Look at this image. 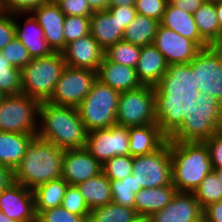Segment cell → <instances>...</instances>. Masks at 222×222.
I'll return each mask as SVG.
<instances>
[{
	"mask_svg": "<svg viewBox=\"0 0 222 222\" xmlns=\"http://www.w3.org/2000/svg\"><path fill=\"white\" fill-rule=\"evenodd\" d=\"M154 91L156 121L169 137L182 124L184 115L196 107L200 94L196 72L189 64H169Z\"/></svg>",
	"mask_w": 222,
	"mask_h": 222,
	"instance_id": "cell-1",
	"label": "cell"
},
{
	"mask_svg": "<svg viewBox=\"0 0 222 222\" xmlns=\"http://www.w3.org/2000/svg\"><path fill=\"white\" fill-rule=\"evenodd\" d=\"M37 136L63 150L84 148L88 131L75 107L40 102Z\"/></svg>",
	"mask_w": 222,
	"mask_h": 222,
	"instance_id": "cell-2",
	"label": "cell"
},
{
	"mask_svg": "<svg viewBox=\"0 0 222 222\" xmlns=\"http://www.w3.org/2000/svg\"><path fill=\"white\" fill-rule=\"evenodd\" d=\"M64 150L34 136L25 155L13 171V181L28 189L61 178Z\"/></svg>",
	"mask_w": 222,
	"mask_h": 222,
	"instance_id": "cell-3",
	"label": "cell"
},
{
	"mask_svg": "<svg viewBox=\"0 0 222 222\" xmlns=\"http://www.w3.org/2000/svg\"><path fill=\"white\" fill-rule=\"evenodd\" d=\"M172 160V184L177 192H194L207 174L213 171L205 142L169 140Z\"/></svg>",
	"mask_w": 222,
	"mask_h": 222,
	"instance_id": "cell-4",
	"label": "cell"
},
{
	"mask_svg": "<svg viewBox=\"0 0 222 222\" xmlns=\"http://www.w3.org/2000/svg\"><path fill=\"white\" fill-rule=\"evenodd\" d=\"M222 131V104L216 97L199 94L196 107L184 115L182 124L168 137L174 142H204Z\"/></svg>",
	"mask_w": 222,
	"mask_h": 222,
	"instance_id": "cell-5",
	"label": "cell"
},
{
	"mask_svg": "<svg viewBox=\"0 0 222 222\" xmlns=\"http://www.w3.org/2000/svg\"><path fill=\"white\" fill-rule=\"evenodd\" d=\"M65 66L61 52L32 59L20 70L21 93L39 102L48 101Z\"/></svg>",
	"mask_w": 222,
	"mask_h": 222,
	"instance_id": "cell-6",
	"label": "cell"
},
{
	"mask_svg": "<svg viewBox=\"0 0 222 222\" xmlns=\"http://www.w3.org/2000/svg\"><path fill=\"white\" fill-rule=\"evenodd\" d=\"M120 92L96 79L77 110L86 130L109 128L116 124Z\"/></svg>",
	"mask_w": 222,
	"mask_h": 222,
	"instance_id": "cell-7",
	"label": "cell"
},
{
	"mask_svg": "<svg viewBox=\"0 0 222 222\" xmlns=\"http://www.w3.org/2000/svg\"><path fill=\"white\" fill-rule=\"evenodd\" d=\"M40 102L20 93L0 103V132L37 135Z\"/></svg>",
	"mask_w": 222,
	"mask_h": 222,
	"instance_id": "cell-8",
	"label": "cell"
},
{
	"mask_svg": "<svg viewBox=\"0 0 222 222\" xmlns=\"http://www.w3.org/2000/svg\"><path fill=\"white\" fill-rule=\"evenodd\" d=\"M116 124L124 127L157 124L154 86L142 85L135 90L120 92Z\"/></svg>",
	"mask_w": 222,
	"mask_h": 222,
	"instance_id": "cell-9",
	"label": "cell"
},
{
	"mask_svg": "<svg viewBox=\"0 0 222 222\" xmlns=\"http://www.w3.org/2000/svg\"><path fill=\"white\" fill-rule=\"evenodd\" d=\"M132 175L138 188L149 189L172 184V160L169 139L157 151L133 156Z\"/></svg>",
	"mask_w": 222,
	"mask_h": 222,
	"instance_id": "cell-10",
	"label": "cell"
},
{
	"mask_svg": "<svg viewBox=\"0 0 222 222\" xmlns=\"http://www.w3.org/2000/svg\"><path fill=\"white\" fill-rule=\"evenodd\" d=\"M188 64L196 72L200 94L216 97L222 104V45L201 49Z\"/></svg>",
	"mask_w": 222,
	"mask_h": 222,
	"instance_id": "cell-11",
	"label": "cell"
},
{
	"mask_svg": "<svg viewBox=\"0 0 222 222\" xmlns=\"http://www.w3.org/2000/svg\"><path fill=\"white\" fill-rule=\"evenodd\" d=\"M96 79L97 72L66 65L48 102L77 108Z\"/></svg>",
	"mask_w": 222,
	"mask_h": 222,
	"instance_id": "cell-12",
	"label": "cell"
},
{
	"mask_svg": "<svg viewBox=\"0 0 222 222\" xmlns=\"http://www.w3.org/2000/svg\"><path fill=\"white\" fill-rule=\"evenodd\" d=\"M84 148L101 164L114 156L130 155L128 127L115 124L89 131Z\"/></svg>",
	"mask_w": 222,
	"mask_h": 222,
	"instance_id": "cell-13",
	"label": "cell"
},
{
	"mask_svg": "<svg viewBox=\"0 0 222 222\" xmlns=\"http://www.w3.org/2000/svg\"><path fill=\"white\" fill-rule=\"evenodd\" d=\"M0 211L16 222H37L33 190L11 182L0 193Z\"/></svg>",
	"mask_w": 222,
	"mask_h": 222,
	"instance_id": "cell-14",
	"label": "cell"
},
{
	"mask_svg": "<svg viewBox=\"0 0 222 222\" xmlns=\"http://www.w3.org/2000/svg\"><path fill=\"white\" fill-rule=\"evenodd\" d=\"M153 44L163 54L167 64H188L201 50L192 40L159 24Z\"/></svg>",
	"mask_w": 222,
	"mask_h": 222,
	"instance_id": "cell-15",
	"label": "cell"
},
{
	"mask_svg": "<svg viewBox=\"0 0 222 222\" xmlns=\"http://www.w3.org/2000/svg\"><path fill=\"white\" fill-rule=\"evenodd\" d=\"M102 172V164L85 148L64 150L61 177L69 185H78Z\"/></svg>",
	"mask_w": 222,
	"mask_h": 222,
	"instance_id": "cell-16",
	"label": "cell"
},
{
	"mask_svg": "<svg viewBox=\"0 0 222 222\" xmlns=\"http://www.w3.org/2000/svg\"><path fill=\"white\" fill-rule=\"evenodd\" d=\"M151 222H200L203 209L193 192H177L162 210L150 216Z\"/></svg>",
	"mask_w": 222,
	"mask_h": 222,
	"instance_id": "cell-17",
	"label": "cell"
},
{
	"mask_svg": "<svg viewBox=\"0 0 222 222\" xmlns=\"http://www.w3.org/2000/svg\"><path fill=\"white\" fill-rule=\"evenodd\" d=\"M61 53L67 66L97 72L105 50L88 34L68 43Z\"/></svg>",
	"mask_w": 222,
	"mask_h": 222,
	"instance_id": "cell-18",
	"label": "cell"
},
{
	"mask_svg": "<svg viewBox=\"0 0 222 222\" xmlns=\"http://www.w3.org/2000/svg\"><path fill=\"white\" fill-rule=\"evenodd\" d=\"M38 24L44 31L45 39L53 52H62L65 49L64 20L65 14L59 5L53 2H44L32 12Z\"/></svg>",
	"mask_w": 222,
	"mask_h": 222,
	"instance_id": "cell-19",
	"label": "cell"
},
{
	"mask_svg": "<svg viewBox=\"0 0 222 222\" xmlns=\"http://www.w3.org/2000/svg\"><path fill=\"white\" fill-rule=\"evenodd\" d=\"M97 79L119 92L135 90L142 86L135 68L109 61L105 57L99 65Z\"/></svg>",
	"mask_w": 222,
	"mask_h": 222,
	"instance_id": "cell-20",
	"label": "cell"
},
{
	"mask_svg": "<svg viewBox=\"0 0 222 222\" xmlns=\"http://www.w3.org/2000/svg\"><path fill=\"white\" fill-rule=\"evenodd\" d=\"M130 156L148 155L160 149L168 140L158 124L128 127Z\"/></svg>",
	"mask_w": 222,
	"mask_h": 222,
	"instance_id": "cell-21",
	"label": "cell"
},
{
	"mask_svg": "<svg viewBox=\"0 0 222 222\" xmlns=\"http://www.w3.org/2000/svg\"><path fill=\"white\" fill-rule=\"evenodd\" d=\"M26 14L31 15L25 19L24 26L17 23L18 18L15 19V38L22 42L32 59L50 56L53 51L45 39L43 29L32 13Z\"/></svg>",
	"mask_w": 222,
	"mask_h": 222,
	"instance_id": "cell-22",
	"label": "cell"
},
{
	"mask_svg": "<svg viewBox=\"0 0 222 222\" xmlns=\"http://www.w3.org/2000/svg\"><path fill=\"white\" fill-rule=\"evenodd\" d=\"M167 69L168 64L163 54L154 44L141 47L140 57L135 70L142 85L155 86Z\"/></svg>",
	"mask_w": 222,
	"mask_h": 222,
	"instance_id": "cell-23",
	"label": "cell"
},
{
	"mask_svg": "<svg viewBox=\"0 0 222 222\" xmlns=\"http://www.w3.org/2000/svg\"><path fill=\"white\" fill-rule=\"evenodd\" d=\"M176 33L195 42L201 49L210 46L199 34L197 25L193 19L192 13L186 12L181 8L175 7L169 2L166 5L165 12L159 22Z\"/></svg>",
	"mask_w": 222,
	"mask_h": 222,
	"instance_id": "cell-24",
	"label": "cell"
},
{
	"mask_svg": "<svg viewBox=\"0 0 222 222\" xmlns=\"http://www.w3.org/2000/svg\"><path fill=\"white\" fill-rule=\"evenodd\" d=\"M124 28L107 9L95 11L90 16V35L106 50L122 41Z\"/></svg>",
	"mask_w": 222,
	"mask_h": 222,
	"instance_id": "cell-25",
	"label": "cell"
},
{
	"mask_svg": "<svg viewBox=\"0 0 222 222\" xmlns=\"http://www.w3.org/2000/svg\"><path fill=\"white\" fill-rule=\"evenodd\" d=\"M177 193L173 185L141 189L134 198V209L139 216H151L170 203Z\"/></svg>",
	"mask_w": 222,
	"mask_h": 222,
	"instance_id": "cell-26",
	"label": "cell"
},
{
	"mask_svg": "<svg viewBox=\"0 0 222 222\" xmlns=\"http://www.w3.org/2000/svg\"><path fill=\"white\" fill-rule=\"evenodd\" d=\"M34 136L37 135L0 132V164L13 172Z\"/></svg>",
	"mask_w": 222,
	"mask_h": 222,
	"instance_id": "cell-27",
	"label": "cell"
},
{
	"mask_svg": "<svg viewBox=\"0 0 222 222\" xmlns=\"http://www.w3.org/2000/svg\"><path fill=\"white\" fill-rule=\"evenodd\" d=\"M68 185L61 177L40 184L33 189L36 215L42 211L61 206Z\"/></svg>",
	"mask_w": 222,
	"mask_h": 222,
	"instance_id": "cell-28",
	"label": "cell"
},
{
	"mask_svg": "<svg viewBox=\"0 0 222 222\" xmlns=\"http://www.w3.org/2000/svg\"><path fill=\"white\" fill-rule=\"evenodd\" d=\"M90 209L112 202L110 180L101 172L96 177L77 185Z\"/></svg>",
	"mask_w": 222,
	"mask_h": 222,
	"instance_id": "cell-29",
	"label": "cell"
},
{
	"mask_svg": "<svg viewBox=\"0 0 222 222\" xmlns=\"http://www.w3.org/2000/svg\"><path fill=\"white\" fill-rule=\"evenodd\" d=\"M159 24L156 19L137 14L124 29L122 40L140 47L153 44Z\"/></svg>",
	"mask_w": 222,
	"mask_h": 222,
	"instance_id": "cell-30",
	"label": "cell"
},
{
	"mask_svg": "<svg viewBox=\"0 0 222 222\" xmlns=\"http://www.w3.org/2000/svg\"><path fill=\"white\" fill-rule=\"evenodd\" d=\"M200 36L209 45H220V28L215 3H203L193 14Z\"/></svg>",
	"mask_w": 222,
	"mask_h": 222,
	"instance_id": "cell-31",
	"label": "cell"
},
{
	"mask_svg": "<svg viewBox=\"0 0 222 222\" xmlns=\"http://www.w3.org/2000/svg\"><path fill=\"white\" fill-rule=\"evenodd\" d=\"M138 216L134 208L114 202L90 209L87 222H131Z\"/></svg>",
	"mask_w": 222,
	"mask_h": 222,
	"instance_id": "cell-32",
	"label": "cell"
},
{
	"mask_svg": "<svg viewBox=\"0 0 222 222\" xmlns=\"http://www.w3.org/2000/svg\"><path fill=\"white\" fill-rule=\"evenodd\" d=\"M140 53V46L122 40L108 47L105 50L104 57L109 61L135 68Z\"/></svg>",
	"mask_w": 222,
	"mask_h": 222,
	"instance_id": "cell-33",
	"label": "cell"
},
{
	"mask_svg": "<svg viewBox=\"0 0 222 222\" xmlns=\"http://www.w3.org/2000/svg\"><path fill=\"white\" fill-rule=\"evenodd\" d=\"M112 202L128 207L134 208L135 195L143 188H138L137 181L133 175L125 177L123 180L110 181Z\"/></svg>",
	"mask_w": 222,
	"mask_h": 222,
	"instance_id": "cell-34",
	"label": "cell"
},
{
	"mask_svg": "<svg viewBox=\"0 0 222 222\" xmlns=\"http://www.w3.org/2000/svg\"><path fill=\"white\" fill-rule=\"evenodd\" d=\"M193 193L203 210L210 204L222 200V185L215 172L207 174Z\"/></svg>",
	"mask_w": 222,
	"mask_h": 222,
	"instance_id": "cell-35",
	"label": "cell"
},
{
	"mask_svg": "<svg viewBox=\"0 0 222 222\" xmlns=\"http://www.w3.org/2000/svg\"><path fill=\"white\" fill-rule=\"evenodd\" d=\"M0 91L5 95L21 93L20 69L12 66L0 51Z\"/></svg>",
	"mask_w": 222,
	"mask_h": 222,
	"instance_id": "cell-36",
	"label": "cell"
},
{
	"mask_svg": "<svg viewBox=\"0 0 222 222\" xmlns=\"http://www.w3.org/2000/svg\"><path fill=\"white\" fill-rule=\"evenodd\" d=\"M133 172V156H114L102 164V173L110 180H123Z\"/></svg>",
	"mask_w": 222,
	"mask_h": 222,
	"instance_id": "cell-37",
	"label": "cell"
},
{
	"mask_svg": "<svg viewBox=\"0 0 222 222\" xmlns=\"http://www.w3.org/2000/svg\"><path fill=\"white\" fill-rule=\"evenodd\" d=\"M65 47L68 43L90 34V16H66L64 20Z\"/></svg>",
	"mask_w": 222,
	"mask_h": 222,
	"instance_id": "cell-38",
	"label": "cell"
},
{
	"mask_svg": "<svg viewBox=\"0 0 222 222\" xmlns=\"http://www.w3.org/2000/svg\"><path fill=\"white\" fill-rule=\"evenodd\" d=\"M61 206L73 214L89 216L90 208L77 185H68Z\"/></svg>",
	"mask_w": 222,
	"mask_h": 222,
	"instance_id": "cell-39",
	"label": "cell"
},
{
	"mask_svg": "<svg viewBox=\"0 0 222 222\" xmlns=\"http://www.w3.org/2000/svg\"><path fill=\"white\" fill-rule=\"evenodd\" d=\"M1 51L8 62L20 70L32 60L26 47L15 37Z\"/></svg>",
	"mask_w": 222,
	"mask_h": 222,
	"instance_id": "cell-40",
	"label": "cell"
},
{
	"mask_svg": "<svg viewBox=\"0 0 222 222\" xmlns=\"http://www.w3.org/2000/svg\"><path fill=\"white\" fill-rule=\"evenodd\" d=\"M88 216L76 215L62 206L42 211L37 215V222H87Z\"/></svg>",
	"mask_w": 222,
	"mask_h": 222,
	"instance_id": "cell-41",
	"label": "cell"
},
{
	"mask_svg": "<svg viewBox=\"0 0 222 222\" xmlns=\"http://www.w3.org/2000/svg\"><path fill=\"white\" fill-rule=\"evenodd\" d=\"M168 2V0H136L134 7L137 14L160 22Z\"/></svg>",
	"mask_w": 222,
	"mask_h": 222,
	"instance_id": "cell-42",
	"label": "cell"
},
{
	"mask_svg": "<svg viewBox=\"0 0 222 222\" xmlns=\"http://www.w3.org/2000/svg\"><path fill=\"white\" fill-rule=\"evenodd\" d=\"M57 4L65 16H91L95 12L86 0H60Z\"/></svg>",
	"mask_w": 222,
	"mask_h": 222,
	"instance_id": "cell-43",
	"label": "cell"
},
{
	"mask_svg": "<svg viewBox=\"0 0 222 222\" xmlns=\"http://www.w3.org/2000/svg\"><path fill=\"white\" fill-rule=\"evenodd\" d=\"M25 13H6L0 17V51L15 37V17Z\"/></svg>",
	"mask_w": 222,
	"mask_h": 222,
	"instance_id": "cell-44",
	"label": "cell"
},
{
	"mask_svg": "<svg viewBox=\"0 0 222 222\" xmlns=\"http://www.w3.org/2000/svg\"><path fill=\"white\" fill-rule=\"evenodd\" d=\"M48 0H2L7 13H31Z\"/></svg>",
	"mask_w": 222,
	"mask_h": 222,
	"instance_id": "cell-45",
	"label": "cell"
},
{
	"mask_svg": "<svg viewBox=\"0 0 222 222\" xmlns=\"http://www.w3.org/2000/svg\"><path fill=\"white\" fill-rule=\"evenodd\" d=\"M209 149L213 169L222 168V131L204 141Z\"/></svg>",
	"mask_w": 222,
	"mask_h": 222,
	"instance_id": "cell-46",
	"label": "cell"
},
{
	"mask_svg": "<svg viewBox=\"0 0 222 222\" xmlns=\"http://www.w3.org/2000/svg\"><path fill=\"white\" fill-rule=\"evenodd\" d=\"M114 17H116L120 26L124 29L134 20L137 15L134 6H118V7H109L107 9Z\"/></svg>",
	"mask_w": 222,
	"mask_h": 222,
	"instance_id": "cell-47",
	"label": "cell"
},
{
	"mask_svg": "<svg viewBox=\"0 0 222 222\" xmlns=\"http://www.w3.org/2000/svg\"><path fill=\"white\" fill-rule=\"evenodd\" d=\"M205 222H222V200L210 204L203 210Z\"/></svg>",
	"mask_w": 222,
	"mask_h": 222,
	"instance_id": "cell-48",
	"label": "cell"
},
{
	"mask_svg": "<svg viewBox=\"0 0 222 222\" xmlns=\"http://www.w3.org/2000/svg\"><path fill=\"white\" fill-rule=\"evenodd\" d=\"M170 4L182 10L194 13L204 2L202 0H168Z\"/></svg>",
	"mask_w": 222,
	"mask_h": 222,
	"instance_id": "cell-49",
	"label": "cell"
},
{
	"mask_svg": "<svg viewBox=\"0 0 222 222\" xmlns=\"http://www.w3.org/2000/svg\"><path fill=\"white\" fill-rule=\"evenodd\" d=\"M11 182H13V172L6 166L0 164V193Z\"/></svg>",
	"mask_w": 222,
	"mask_h": 222,
	"instance_id": "cell-50",
	"label": "cell"
},
{
	"mask_svg": "<svg viewBox=\"0 0 222 222\" xmlns=\"http://www.w3.org/2000/svg\"><path fill=\"white\" fill-rule=\"evenodd\" d=\"M94 11L106 10L109 8V0H86Z\"/></svg>",
	"mask_w": 222,
	"mask_h": 222,
	"instance_id": "cell-51",
	"label": "cell"
},
{
	"mask_svg": "<svg viewBox=\"0 0 222 222\" xmlns=\"http://www.w3.org/2000/svg\"><path fill=\"white\" fill-rule=\"evenodd\" d=\"M215 9L217 12V18L220 28V45H222V0L215 3Z\"/></svg>",
	"mask_w": 222,
	"mask_h": 222,
	"instance_id": "cell-52",
	"label": "cell"
},
{
	"mask_svg": "<svg viewBox=\"0 0 222 222\" xmlns=\"http://www.w3.org/2000/svg\"><path fill=\"white\" fill-rule=\"evenodd\" d=\"M136 0H109V7L134 6Z\"/></svg>",
	"mask_w": 222,
	"mask_h": 222,
	"instance_id": "cell-53",
	"label": "cell"
},
{
	"mask_svg": "<svg viewBox=\"0 0 222 222\" xmlns=\"http://www.w3.org/2000/svg\"><path fill=\"white\" fill-rule=\"evenodd\" d=\"M131 222H151V219L149 216H137L133 221Z\"/></svg>",
	"mask_w": 222,
	"mask_h": 222,
	"instance_id": "cell-54",
	"label": "cell"
},
{
	"mask_svg": "<svg viewBox=\"0 0 222 222\" xmlns=\"http://www.w3.org/2000/svg\"><path fill=\"white\" fill-rule=\"evenodd\" d=\"M0 222H16L13 219H10L2 211H0Z\"/></svg>",
	"mask_w": 222,
	"mask_h": 222,
	"instance_id": "cell-55",
	"label": "cell"
},
{
	"mask_svg": "<svg viewBox=\"0 0 222 222\" xmlns=\"http://www.w3.org/2000/svg\"><path fill=\"white\" fill-rule=\"evenodd\" d=\"M213 171L215 172V174L217 175L221 185H222V168H218V169H213Z\"/></svg>",
	"mask_w": 222,
	"mask_h": 222,
	"instance_id": "cell-56",
	"label": "cell"
},
{
	"mask_svg": "<svg viewBox=\"0 0 222 222\" xmlns=\"http://www.w3.org/2000/svg\"><path fill=\"white\" fill-rule=\"evenodd\" d=\"M6 10L4 8L2 0H0V17L4 16L6 14Z\"/></svg>",
	"mask_w": 222,
	"mask_h": 222,
	"instance_id": "cell-57",
	"label": "cell"
},
{
	"mask_svg": "<svg viewBox=\"0 0 222 222\" xmlns=\"http://www.w3.org/2000/svg\"><path fill=\"white\" fill-rule=\"evenodd\" d=\"M205 3H217L220 0H202Z\"/></svg>",
	"mask_w": 222,
	"mask_h": 222,
	"instance_id": "cell-58",
	"label": "cell"
},
{
	"mask_svg": "<svg viewBox=\"0 0 222 222\" xmlns=\"http://www.w3.org/2000/svg\"><path fill=\"white\" fill-rule=\"evenodd\" d=\"M5 94L3 92L0 91V103L3 101V99L5 98Z\"/></svg>",
	"mask_w": 222,
	"mask_h": 222,
	"instance_id": "cell-59",
	"label": "cell"
},
{
	"mask_svg": "<svg viewBox=\"0 0 222 222\" xmlns=\"http://www.w3.org/2000/svg\"><path fill=\"white\" fill-rule=\"evenodd\" d=\"M49 2L58 3L60 0H48Z\"/></svg>",
	"mask_w": 222,
	"mask_h": 222,
	"instance_id": "cell-60",
	"label": "cell"
}]
</instances>
